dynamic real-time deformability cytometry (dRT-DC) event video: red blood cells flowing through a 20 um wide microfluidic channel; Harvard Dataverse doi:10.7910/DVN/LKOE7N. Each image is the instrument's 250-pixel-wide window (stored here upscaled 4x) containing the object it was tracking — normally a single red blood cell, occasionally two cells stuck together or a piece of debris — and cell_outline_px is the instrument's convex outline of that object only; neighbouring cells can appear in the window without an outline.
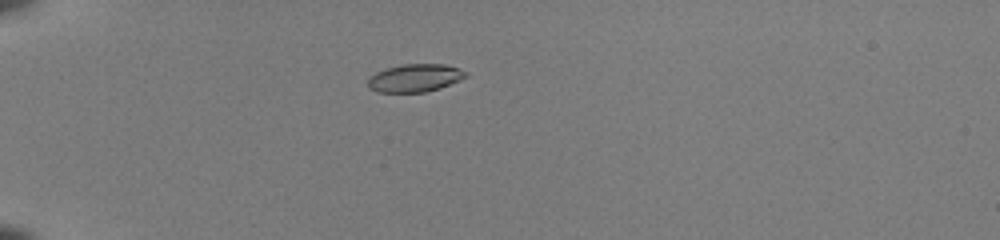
{"species": "common noctule bat (a hibernating species)", "species_latin": "Nyctalus noctula", "temperature_condition": "room temperature", "stored_images_in_passage": 37, "camera_frame_rate_fps": 3000, "um_per_image_px": 0.085, "animal": {"sex": "female", "body_mass_g": 22.0, "forearm_length_mm": 56.7}, "frame": {"image": 1, "passage_image": 2, "time_ms": 0.333, "image_size_px": [1000, 240], "cell_outline_px": [[468, 76], [460, 80], [440, 88], [424, 92], [376, 92], [368, 88], [368, 76], [384, 68], [400, 64], [444, 64], [468, 72]], "centroid_in_image_um": [35.23, 6.62], "position_along_channel_um": 49.8, "area_um2": 16.07}}
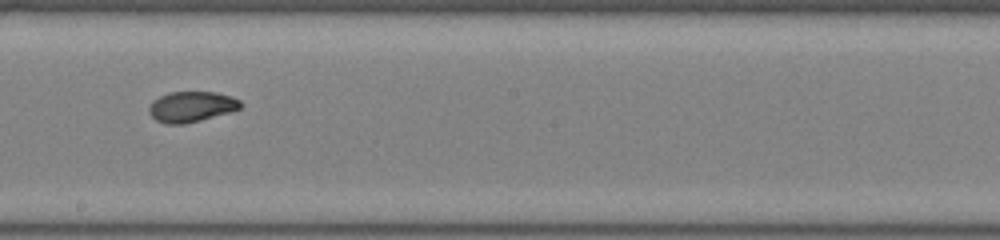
{"frame": {"image": 2, "passage_image": 18, "time_ms": 5.667, "image_size_px": [1000, 240], "cell_outline_px": [[244, 104], [240, 108], [232, 112], [184, 124], [164, 124], [156, 120], [148, 112], [148, 108], [152, 100], [168, 92], [216, 92], [232, 96], [240, 100]], "centroid_in_image_um": [16.28, 9.07], "position_along_channel_um": 231.9, "area_um2": 16.53}}
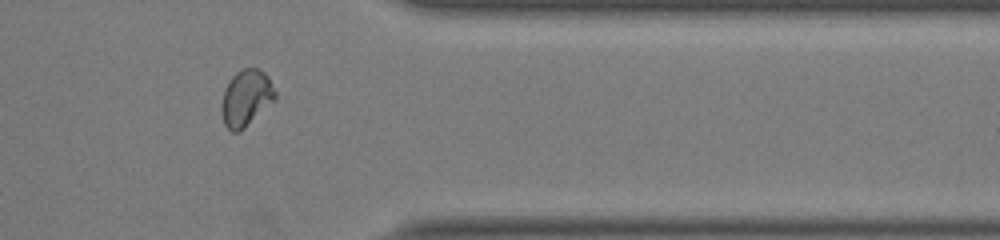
{"frame": {"image": 3, "passage_image": 30, "time_ms": 9.667, "image_size_px": [1000, 240], "cell_outline_px": [[276, 100], [244, 128], [236, 132], [232, 132], [224, 124], [220, 108], [224, 88], [228, 80], [240, 68], [256, 68], [264, 72], [268, 76], [276, 92]], "centroid_in_image_um": [20.91, 8.31], "position_along_channel_um": 390.5, "area_um2": 17.86}, "authors_computed_cell_mechanics": {"area_um2": 16.7042, "velocity_mm_per_s": 4.085, "shape_relaxation_time_tau1_ms": 3.7282, "shape_relaxation_time_tau2_ms": 1.1879, "deformation_change_tau1": 0.1761, "deformation_change_tau2": 0.0516}}